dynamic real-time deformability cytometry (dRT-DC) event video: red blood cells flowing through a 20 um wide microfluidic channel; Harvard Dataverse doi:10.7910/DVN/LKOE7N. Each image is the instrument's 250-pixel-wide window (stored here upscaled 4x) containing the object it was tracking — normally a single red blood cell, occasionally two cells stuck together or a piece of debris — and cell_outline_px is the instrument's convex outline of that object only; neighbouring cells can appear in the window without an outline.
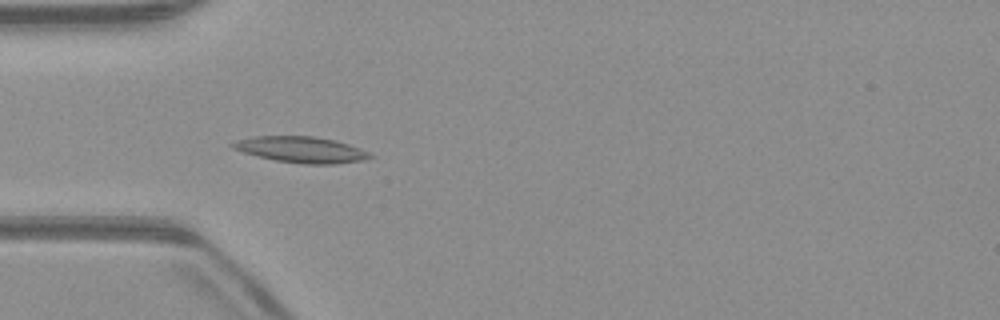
{"species": "common noctule bat (a hibernating species)", "species_latin": "Nyctalus noctula", "temperature_condition": "warm", "stored_images_in_passage": 31, "camera_frame_rate_fps": 3000, "um_per_image_px": 0.085, "animal": {"sex": "male", "body_mass_g": 23.1, "forearm_length_mm": 52.7}, "frame": {"image": 1, "passage_image": 4, "time_ms": 1.0, "image_size_px": [1000, 320], "cell_outline_px": [[376, 156], [360, 160], [336, 164], [304, 164], [276, 160], [244, 152], [232, 148], [228, 144], [236, 140], [256, 136], [316, 136], [336, 140], [360, 148]], "centroid_in_image_um": [25.61, 12.71], "position_along_channel_um": 59.4, "area_um2": 20.75}}
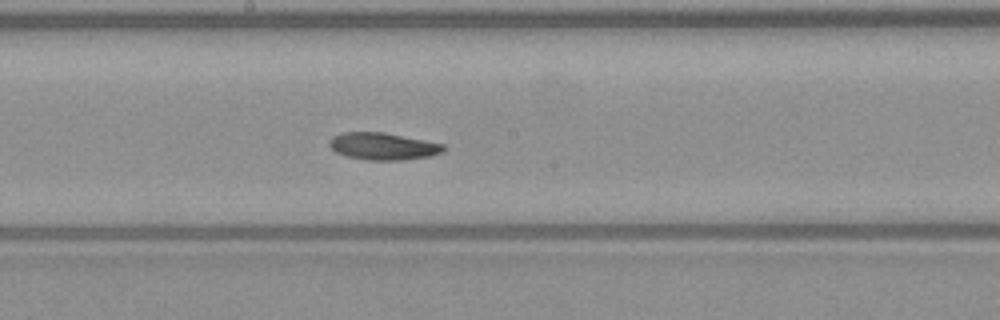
{"frame": {"image": 2, "passage_image": 16, "time_ms": 5.0, "image_size_px": [1000, 320], "cell_outline_px": [[444, 148], [440, 152], [428, 156], [404, 160], [368, 160], [348, 156], [336, 152], [328, 144], [332, 136], [344, 132], [384, 132], [444, 144]], "centroid_in_image_um": [32.52, 12.42], "position_along_channel_um": 215.7, "area_um2": 17.8}}
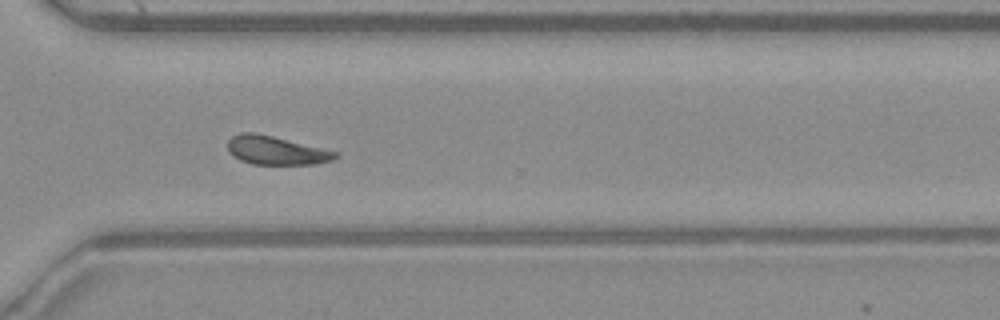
{"frame": {"image": 3, "passage_image": 26, "time_ms": 8.333, "image_size_px": [1000, 320], "cell_outline_px": [[340, 156], [332, 160], [316, 164], [252, 164], [240, 160], [228, 148], [228, 140], [232, 136], [240, 132], [256, 132], [340, 152]], "centroid_in_image_um": [23.52, 12.78], "position_along_channel_um": 347.1, "area_um2": 17.92}}